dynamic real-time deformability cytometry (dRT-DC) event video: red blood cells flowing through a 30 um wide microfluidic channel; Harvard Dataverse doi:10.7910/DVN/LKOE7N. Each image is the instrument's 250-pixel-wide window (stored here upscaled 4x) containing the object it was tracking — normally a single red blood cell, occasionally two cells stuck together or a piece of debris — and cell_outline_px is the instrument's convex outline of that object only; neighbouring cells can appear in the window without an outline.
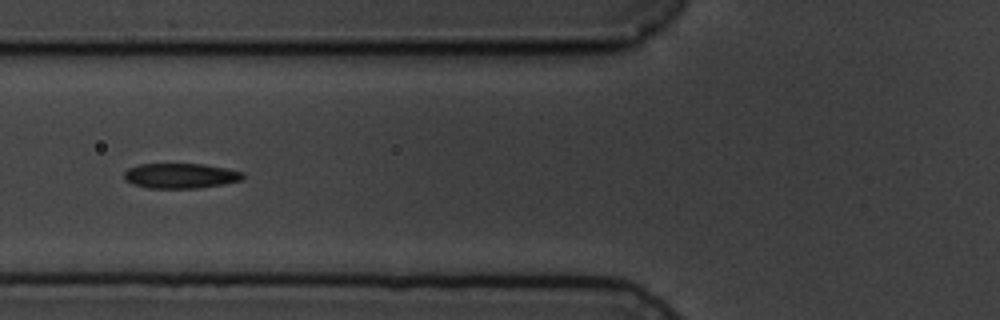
{"species": "common noctule bat (a hibernating species)", "species_latin": "Nyctalus noctula", "temperature_condition": "cold", "stored_images_in_passage": 14, "camera_frame_rate_fps": 3000, "um_per_image_px": 0.085, "animal": {"sex": "male", "body_mass_g": 19.5, "forearm_length_mm": 54.6}, "frame": {"image": 1, "passage_image": 5, "time_ms": 5.667, "image_size_px": [1000, 320], "cell_outline_px": [[244, 180], [224, 184], [200, 188], [148, 188], [132, 184], [124, 180], [124, 172], [128, 168], [140, 164], [204, 164], [244, 172]], "centroid_in_image_um": [15.35, 14.95], "position_along_channel_um": 110.5, "area_um2": 17.51}}
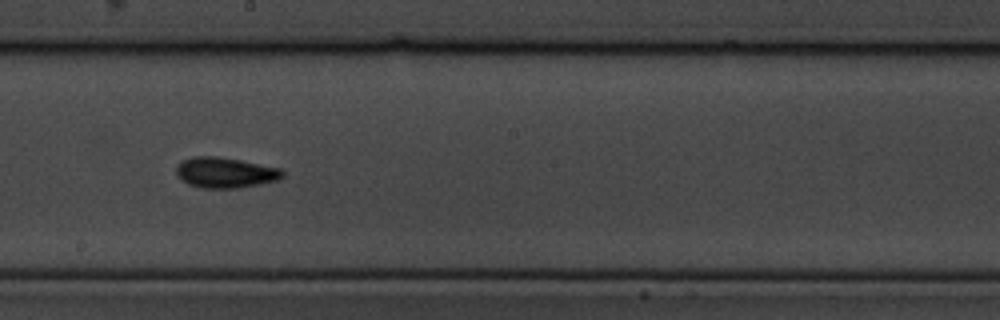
{"frame": {"image": 2, "passage_image": 8, "time_ms": 9.0, "image_size_px": [1000, 320], "cell_outline_px": [[284, 176], [280, 180], [240, 188], [200, 188], [188, 184], [180, 180], [176, 176], [176, 168], [184, 160], [192, 156], [216, 156], [240, 160], [280, 168], [284, 172]], "centroid_in_image_um": [19.15, 14.68], "position_along_channel_um": 229.1, "area_um2": 19.07}}
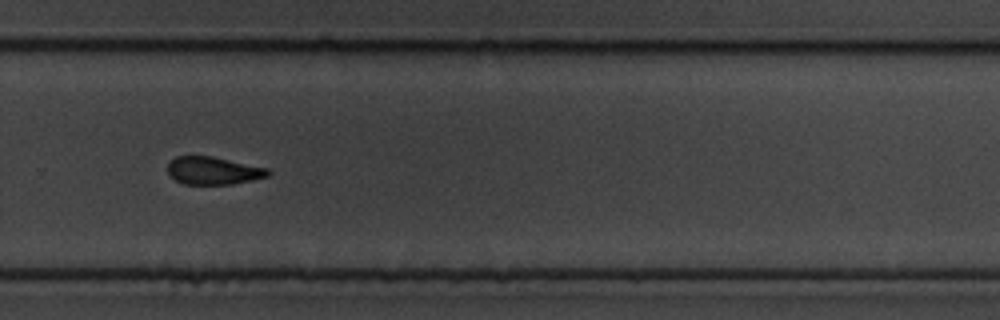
{"frame": {"image": 3, "passage_image": 10, "time_ms": 11.333, "image_size_px": [1000, 320], "cell_outline_px": [[272, 172], [268, 176], [252, 180], [232, 184], [184, 184], [176, 180], [168, 172], [168, 164], [176, 156], [212, 156], [268, 168]], "centroid_in_image_um": [18.16, 14.5], "position_along_channel_um": 311.6, "area_um2": 16.13}, "authors_computed_cell_mechanics": {"area_um2": 17.051, "velocity_mm_per_s": 3.5607, "shape_relaxation_time_tau1_ms": 1.2049, "shape_relaxation_time_tau2_ms": 1.8119, "deformation_change_tau1": 0.0731, "deformation_change_tau2": 0.0665}}